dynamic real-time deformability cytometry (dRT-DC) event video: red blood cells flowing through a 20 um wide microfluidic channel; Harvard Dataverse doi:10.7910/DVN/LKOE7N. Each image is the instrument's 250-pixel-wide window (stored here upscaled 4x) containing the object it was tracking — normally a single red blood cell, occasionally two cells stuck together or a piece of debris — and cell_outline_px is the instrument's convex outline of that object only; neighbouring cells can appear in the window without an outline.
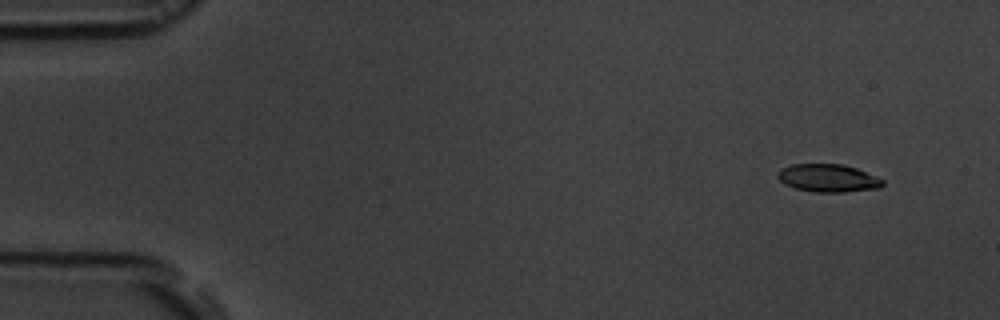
{"species": "common noctule bat (a hibernating species)", "species_latin": "Nyctalus noctula", "temperature_condition": "room temperature", "stored_images_in_passage": 16, "camera_frame_rate_fps": 3000, "um_per_image_px": 0.085, "animal": {"sex": "male", "body_mass_g": 19.5, "forearm_length_mm": 54.6}, "frame": {"image": 1, "passage_image": 1, "time_ms": 0.0, "image_size_px": [1000, 320], "cell_outline_px": [[884, 184], [880, 188], [844, 192], [816, 192], [796, 188], [784, 184], [776, 176], [780, 168], [792, 164], [844, 164], [856, 168], [884, 180]], "centroid_in_image_um": [70.38, 15.13], "position_along_channel_um": 14.6, "area_um2": 17.05}}
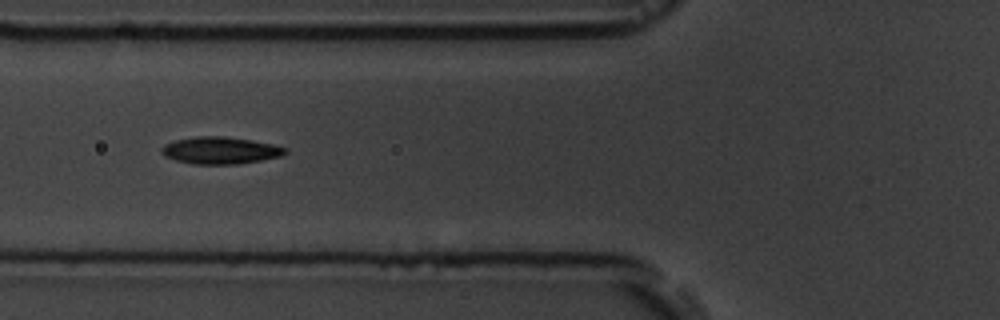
{"frame": {"image": 2, "passage_image": 6, "time_ms": 5.667, "image_size_px": [1000, 320], "cell_outline_px": [[288, 152], [280, 156], [260, 160], [236, 164], [192, 164], [176, 160], [164, 156], [160, 152], [160, 148], [164, 144], [176, 140], [196, 136], [224, 136], [252, 140], [272, 144], [288, 148]], "centroid_in_image_um": [18.7, 12.78], "position_along_channel_um": 107.1, "area_um2": 19.54}}
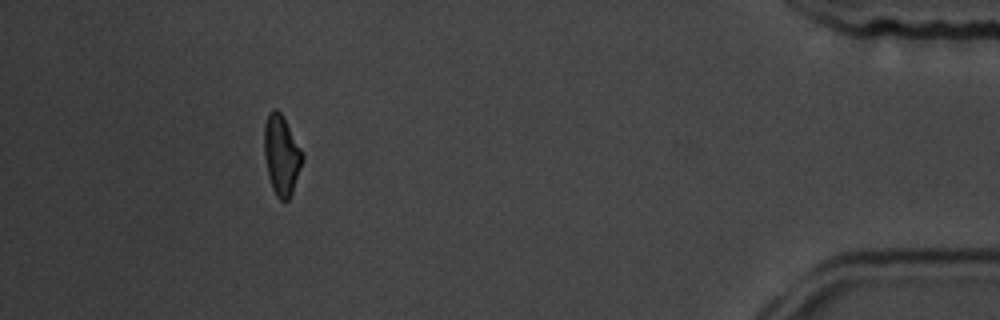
{"frame": {"image": 3, "passage_image": 15, "time_ms": 15.667, "image_size_px": [1000, 320], "cell_outline_px": [[304, 156], [292, 192], [288, 200], [280, 200], [276, 196], [272, 188], [268, 176], [264, 156], [264, 124], [268, 112], [272, 108], [276, 108], [284, 116]], "centroid_in_image_um": [23.9, 13.14], "position_along_channel_um": 411.3, "area_um2": 17.8}, "authors_computed_cell_mechanics": {"area_um2": 18.2359, "velocity_mm_per_s": 3.6385, "shape_relaxation_time_tau1_ms": 3.1022, "shape_relaxation_time_tau2_ms": 2.4165, "deformation_change_tau1": 0.0964, "deformation_change_tau2": 0.0739}}